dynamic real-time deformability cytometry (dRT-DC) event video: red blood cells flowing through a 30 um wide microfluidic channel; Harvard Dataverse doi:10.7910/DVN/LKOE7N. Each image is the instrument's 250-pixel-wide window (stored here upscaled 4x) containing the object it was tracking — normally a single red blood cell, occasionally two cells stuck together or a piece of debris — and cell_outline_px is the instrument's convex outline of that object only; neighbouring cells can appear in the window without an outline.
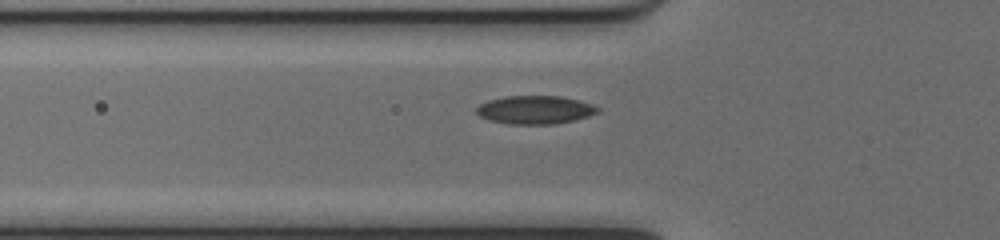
{"species": "common noctule bat (a hibernating species)", "species_latin": "Nyctalus noctula", "temperature_condition": "cold", "stored_images_in_passage": 32, "camera_frame_rate_fps": 3000, "um_per_image_px": 0.085, "animal": {"sex": "female", "body_mass_g": 17.0, "forearm_length_mm": 48.0}, "frame": {"image": 1, "passage_image": 4, "time_ms": 1.0, "image_size_px": [1000, 240], "cell_outline_px": [[600, 112], [576, 120], [552, 124], [508, 124], [488, 120], [480, 116], [476, 112], [476, 108], [480, 104], [488, 100], [504, 96], [560, 96], [592, 104], [600, 108]], "centroid_in_image_um": [45.47, 9.34], "position_along_channel_um": 80.3, "area_um2": 20.06}}
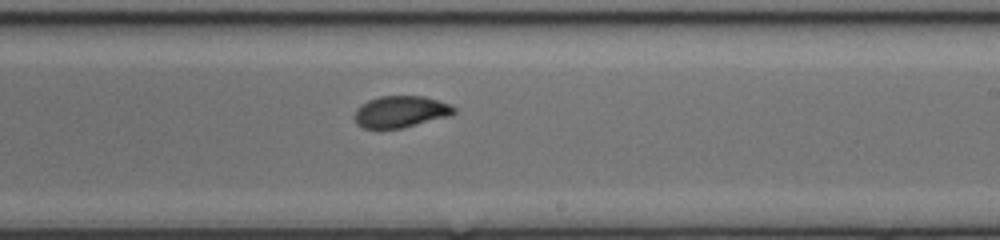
{"frame": {"image": 2, "passage_image": 17, "time_ms": 5.333, "image_size_px": [1000, 240], "cell_outline_px": [[456, 112], [448, 116], [400, 128], [364, 128], [356, 124], [356, 108], [360, 104], [368, 100], [380, 96], [424, 96], [448, 104], [456, 108]], "centroid_in_image_um": [34.03, 9.48], "position_along_channel_um": 255.0, "area_um2": 18.03}}
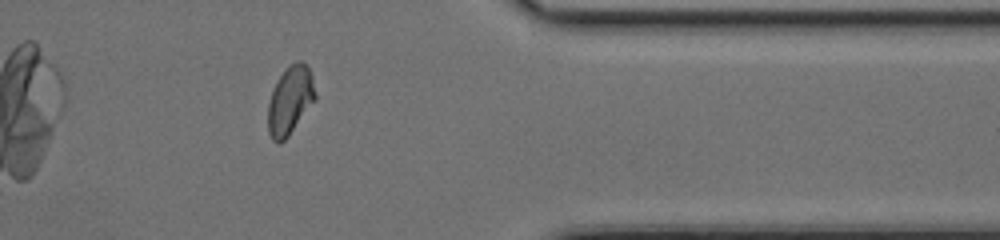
{"frame": {"image": 3, "passage_image": 28, "time_ms": 9.0, "image_size_px": [1000, 240], "cell_outline_px": [[316, 100], [288, 136], [280, 144], [276, 144], [272, 140], [268, 132], [268, 104], [272, 88], [276, 80], [296, 60], [300, 60], [308, 68], [312, 76], [316, 96]], "centroid_in_image_um": [24.64, 8.57], "position_along_channel_um": 386.8, "area_um2": 18.84}}